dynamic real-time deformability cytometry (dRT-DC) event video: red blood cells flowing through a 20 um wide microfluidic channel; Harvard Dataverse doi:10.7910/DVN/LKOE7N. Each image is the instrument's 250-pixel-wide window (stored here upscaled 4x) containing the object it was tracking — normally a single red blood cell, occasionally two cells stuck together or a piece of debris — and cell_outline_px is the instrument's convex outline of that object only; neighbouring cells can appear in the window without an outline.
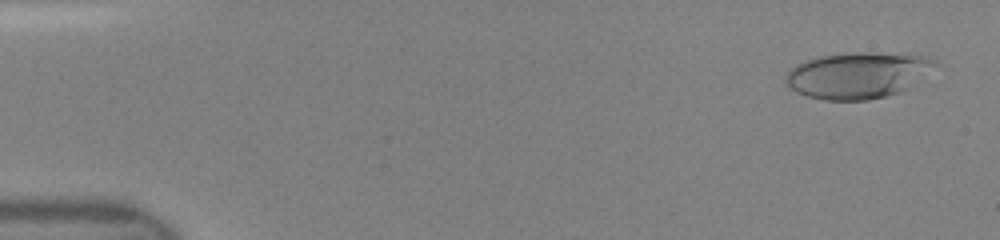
{"species": "human", "species_latin": "Homo sapiens", "temperature_condition": "room temperature", "stored_images_in_passage": 47, "camera_frame_rate_fps": 3000, "um_per_image_px": 0.085, "donor": {"sex": "female"}, "frame": {"image": 1, "passage_image": 2, "time_ms": 0.333, "image_size_px": [1000, 240], "cell_outline_px": [[936, 64], [912, 88], [900, 92], [868, 100], [824, 100], [808, 96], [796, 92], [784, 80], [784, 76], [796, 64], [804, 60], [820, 56], [848, 52], [908, 52], [924, 56], [936, 60]], "centroid_in_image_um": [72.95, 6.37], "position_along_channel_um": 12.1, "area_um2": 40.81}}
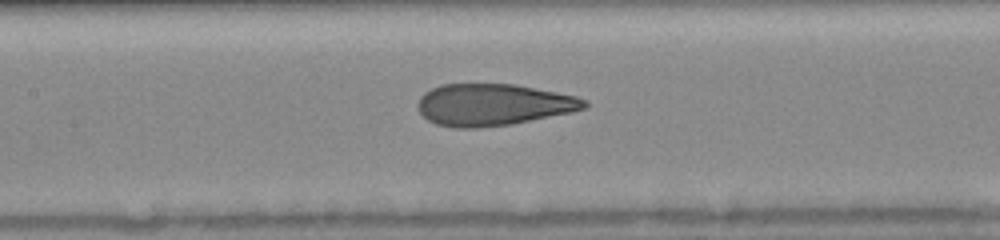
{"frame": {"image": 2, "passage_image": 22, "time_ms": 7.0, "image_size_px": [1000, 240], "cell_outline_px": [[588, 104], [584, 108], [572, 112], [512, 124], [476, 128], [456, 128], [436, 124], [428, 120], [420, 112], [416, 104], [420, 96], [424, 92], [440, 84], [516, 84], [576, 96], [588, 100]], "centroid_in_image_um": [41.9, 8.9], "position_along_channel_um": 165.5, "area_um2": 40.69}}
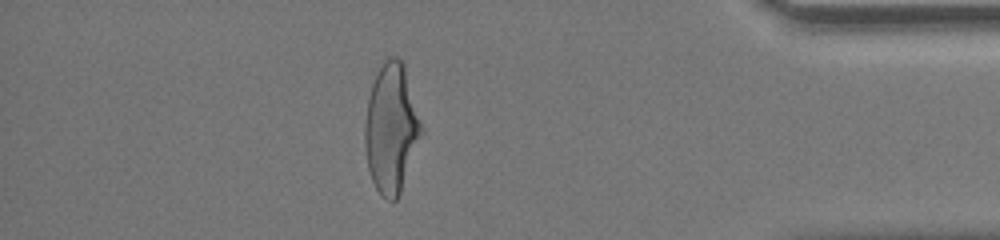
{"frame": {"image": 3, "passage_image": 41, "time_ms": 13.333, "image_size_px": [1000, 240], "cell_outline_px": [[424, 132], [400, 192], [396, 200], [388, 200], [376, 188], [372, 180], [368, 168], [364, 148], [364, 124], [368, 96], [376, 72], [384, 60], [388, 56], [396, 56], [404, 64]], "centroid_in_image_um": [33.25, 10.88], "position_along_channel_um": 402.0, "area_um2": 42.66}}